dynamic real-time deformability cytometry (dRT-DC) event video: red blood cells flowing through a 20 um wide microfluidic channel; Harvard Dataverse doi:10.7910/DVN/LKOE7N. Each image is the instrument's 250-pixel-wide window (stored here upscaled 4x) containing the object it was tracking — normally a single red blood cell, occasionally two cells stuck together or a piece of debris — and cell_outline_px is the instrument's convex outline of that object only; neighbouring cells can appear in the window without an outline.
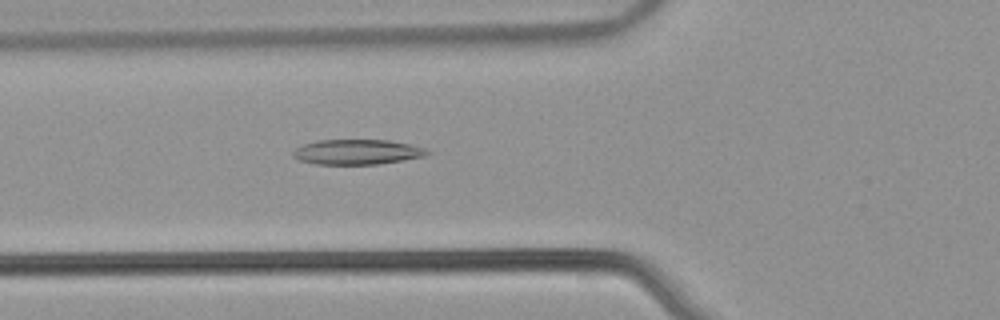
{"species": "common noctule bat (a hibernating species)", "species_latin": "Nyctalus noctula", "temperature_condition": "warm", "stored_images_in_passage": 52, "camera_frame_rate_fps": 3000, "um_per_image_px": 0.085, "animal": {"sex": "male", "body_mass_g": 21.5, "forearm_length_mm": 52.0}, "frame": {"image": 1, "passage_image": 19, "time_ms": 6.0, "image_size_px": [1000, 320], "cell_outline_px": [[428, 152], [424, 156], [404, 160], [376, 164], [316, 164], [300, 160], [292, 156], [292, 152], [296, 148], [304, 144], [320, 140], [388, 140], [408, 144], [424, 148]], "centroid_in_image_um": [30.32, 12.92], "position_along_channel_um": 95.5, "area_um2": 19.31}}
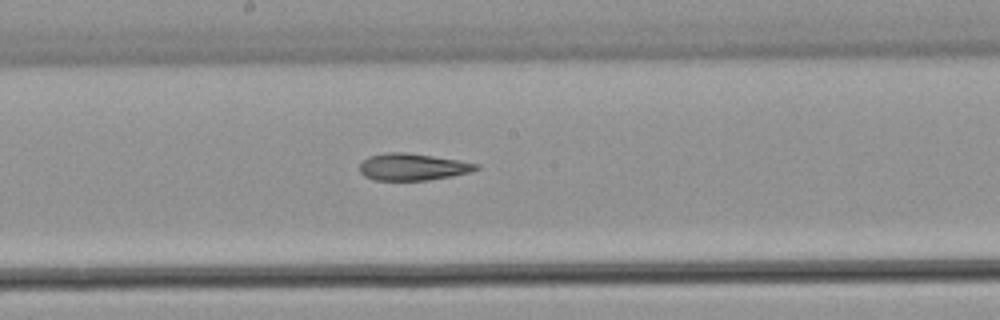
{"frame": {"image": 2, "passage_image": 28, "time_ms": 9.0, "image_size_px": [1000, 320], "cell_outline_px": [[480, 168], [472, 172], [452, 176], [428, 180], [372, 180], [364, 176], [360, 172], [360, 164], [368, 156], [384, 152], [404, 152], [460, 160], [480, 164]], "centroid_in_image_um": [35.09, 14.19], "position_along_channel_um": 213.1, "area_um2": 18.44}}
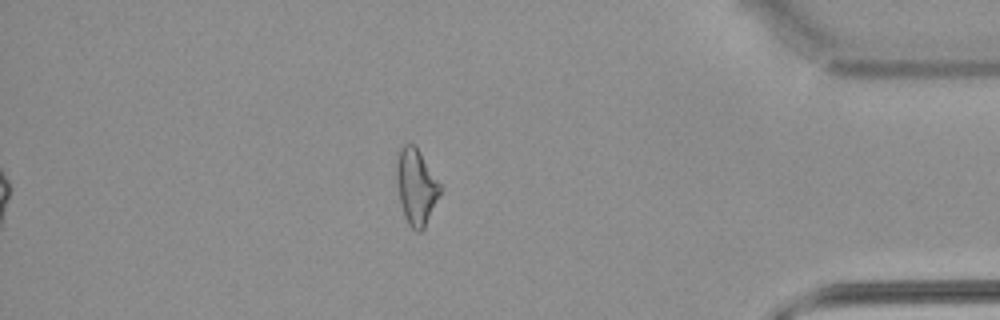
{"frame": {"image": 3, "passage_image": 45, "time_ms": 14.667, "image_size_px": [1000, 320], "cell_outline_px": [[444, 188], [424, 228], [420, 232], [416, 232], [408, 224], [404, 216], [400, 200], [396, 180], [396, 152], [404, 144], [416, 144]], "centroid_in_image_um": [35.39, 15.83], "position_along_channel_um": 399.8, "area_um2": 19.83}, "authors_computed_cell_mechanics": {"area_um2": 19.7387, "velocity_mm_per_s": 3.9193, "shape_relaxation_time_tau1_ms": null, "shape_relaxation_time_tau2_ms": 4.013, "deformation_change_tau1": null, "deformation_change_tau2": 0.1532}}